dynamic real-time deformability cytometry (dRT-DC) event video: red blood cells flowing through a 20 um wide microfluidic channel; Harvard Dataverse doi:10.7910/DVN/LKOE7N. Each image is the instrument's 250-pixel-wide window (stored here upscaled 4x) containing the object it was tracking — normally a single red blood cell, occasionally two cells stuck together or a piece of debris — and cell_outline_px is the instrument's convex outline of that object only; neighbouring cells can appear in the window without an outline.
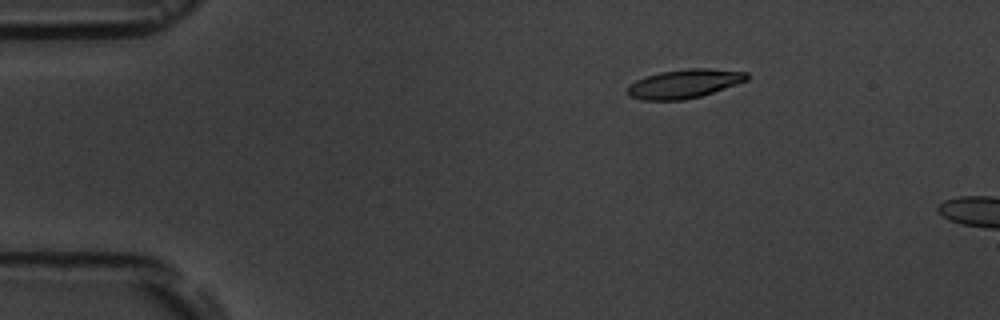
{"species": "common noctule bat (a hibernating species)", "species_latin": "Nyctalus noctula", "temperature_condition": "room temperature", "stored_images_in_passage": 5, "camera_frame_rate_fps": 3000, "um_per_image_px": 0.085, "animal": {"sex": "male", "body_mass_g": 19.5, "forearm_length_mm": 54.6}, "frame": {"image": 1, "passage_image": 3, "time_ms": 2.333, "image_size_px": [1000, 320], "cell_outline_px": [[748, 80], [700, 96], [684, 100], [640, 100], [628, 96], [624, 92], [628, 84], [636, 80], [660, 72], [688, 68], [708, 68], [748, 72]], "centroid_in_image_um": [58.1, 7.12], "position_along_channel_um": 26.9, "area_um2": 20.17}}